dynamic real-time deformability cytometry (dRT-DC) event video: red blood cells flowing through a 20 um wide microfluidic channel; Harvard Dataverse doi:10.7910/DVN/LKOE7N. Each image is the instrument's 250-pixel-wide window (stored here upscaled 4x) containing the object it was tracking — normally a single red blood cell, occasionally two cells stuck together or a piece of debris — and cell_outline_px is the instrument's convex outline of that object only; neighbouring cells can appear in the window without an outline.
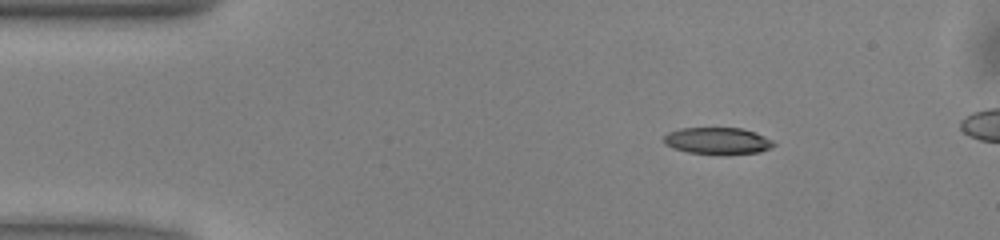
{"species": "common noctule bat (a hibernating species)", "species_latin": "Nyctalus noctula", "temperature_condition": "warm", "stored_images_in_passage": 41, "camera_frame_rate_fps": 3000, "um_per_image_px": 0.085, "animal": {"sex": "male", "body_mass_g": 13.0, "forearm_length_mm": 53.1}, "frame": {"image": 1, "passage_image": 1, "time_ms": 0.0, "image_size_px": [1000, 240], "cell_outline_px": [[776, 144], [772, 148], [760, 152], [688, 152], [672, 148], [664, 144], [664, 136], [668, 132], [680, 128], [740, 128], [756, 132], [772, 140]], "centroid_in_image_um": [60.98, 11.93], "position_along_channel_um": 24.0, "area_um2": 16.59}}
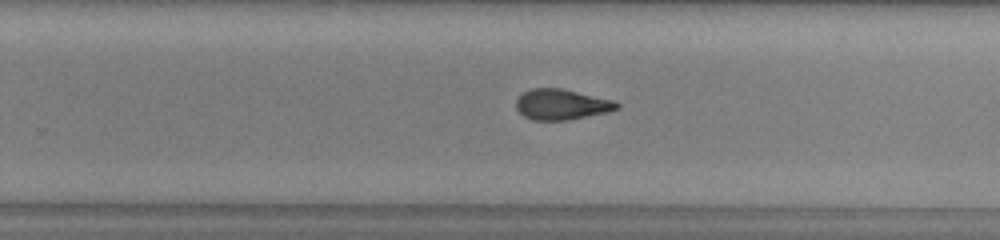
{"frame": {"image": 2, "passage_image": 25, "time_ms": 8.0, "image_size_px": [1000, 240], "cell_outline_px": [[620, 108], [608, 112], [568, 120], [532, 120], [524, 116], [516, 108], [516, 100], [524, 92], [532, 88], [560, 88], [612, 100], [620, 104]], "centroid_in_image_um": [47.73, 8.88], "position_along_channel_um": 282.1, "area_um2": 17.8}}
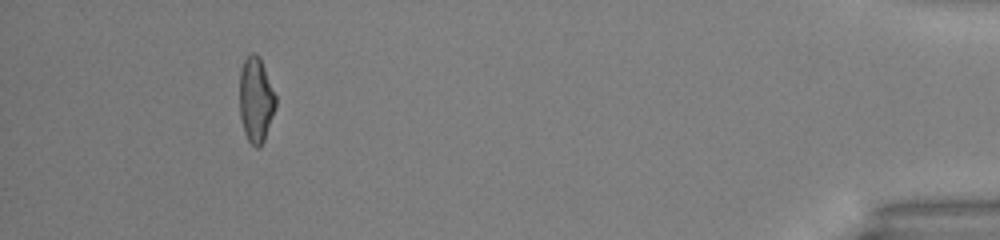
{"frame": {"image": 3, "passage_image": 40, "time_ms": 13.0, "image_size_px": [1000, 240], "cell_outline_px": [[276, 108], [264, 140], [260, 148], [256, 148], [248, 140], [244, 132], [240, 116], [240, 72], [244, 60], [248, 52], [256, 52], [260, 56], [276, 96]], "centroid_in_image_um": [21.76, 8.46], "position_along_channel_um": 413.4, "area_um2": 18.15}}